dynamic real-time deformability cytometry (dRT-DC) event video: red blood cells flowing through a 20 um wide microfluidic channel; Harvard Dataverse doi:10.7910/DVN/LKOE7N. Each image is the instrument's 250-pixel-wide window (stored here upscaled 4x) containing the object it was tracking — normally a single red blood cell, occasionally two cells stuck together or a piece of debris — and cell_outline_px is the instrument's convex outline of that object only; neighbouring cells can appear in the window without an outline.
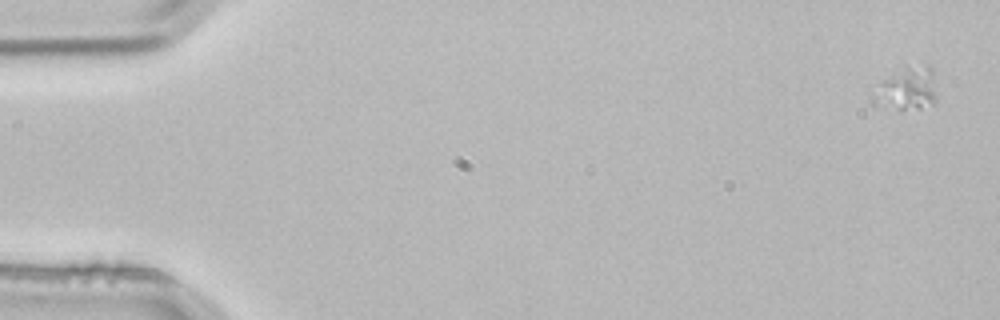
{"species": "common noctule bat (a hibernating species)", "species_latin": "Nyctalus noctula", "temperature_condition": "room temperature", "stored_images_in_passage": 3, "camera_frame_rate_fps": 3000, "um_per_image_px": 0.085, "animal": {"sex": "male", "body_mass_g": 21.5, "forearm_length_mm": 52.0}, "frame": {"image": 1, "passage_image": 1, "time_ms": 0.0, "image_size_px": [1000, 320], "cell_outline_px": [[936, 100], [932, 104], [920, 108], [900, 108], [872, 104], [868, 100], [868, 92], [904, 64], [932, 68]], "centroid_in_image_um": [76.97, 7.53], "position_along_channel_um": 8.0, "area_um2": 16.07}}
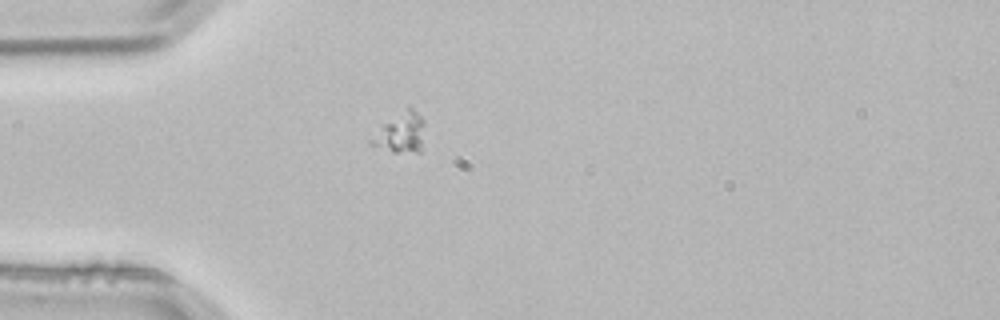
{"frame": {"image": 2, "passage_image": 3, "time_ms": 0.667, "image_size_px": [1000, 320], "cell_outline_px": [[424, 124], [420, 152], [392, 152], [368, 144], [368, 140], [384, 124], [408, 104], [424, 120]], "centroid_in_image_um": [34.04, 11.27], "position_along_channel_um": 51.0, "area_um2": 12.43}}